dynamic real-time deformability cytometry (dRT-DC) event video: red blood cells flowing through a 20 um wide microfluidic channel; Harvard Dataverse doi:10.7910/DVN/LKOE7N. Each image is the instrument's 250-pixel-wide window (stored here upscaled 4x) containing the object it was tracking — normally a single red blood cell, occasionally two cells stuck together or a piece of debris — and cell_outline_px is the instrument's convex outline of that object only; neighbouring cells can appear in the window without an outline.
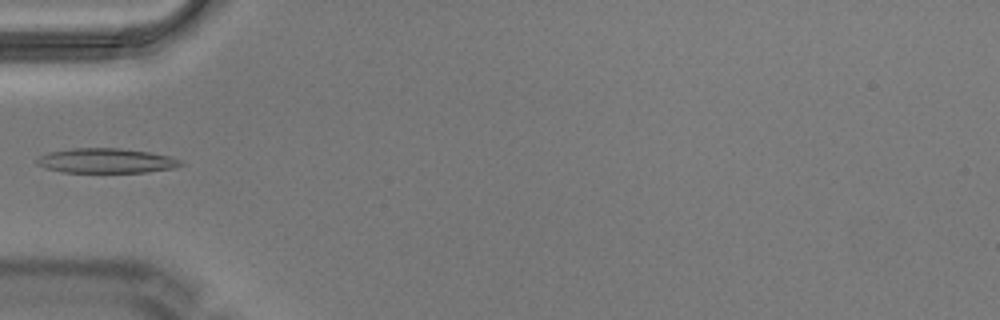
{"species": "Egyptian fruit bat (a non-hibernating species)", "species_latin": "Rousettus aegyptiacus", "temperature_condition": "warm", "stored_images_in_passage": 3, "camera_frame_rate_fps": 3000, "um_per_image_px": 0.085, "animal": {"sex": "male"}, "frame": {"image": 1, "passage_image": 3, "time_ms": 0.667, "image_size_px": [1000, 320], "cell_outline_px": [[184, 164], [176, 168], [148, 172], [64, 172], [44, 168], [36, 164], [36, 160], [40, 156], [48, 152], [72, 148], [120, 148], [148, 152], [168, 156], [180, 160]], "centroid_in_image_um": [9.01, 13.66], "position_along_channel_um": 76.0, "area_um2": 20.75}}